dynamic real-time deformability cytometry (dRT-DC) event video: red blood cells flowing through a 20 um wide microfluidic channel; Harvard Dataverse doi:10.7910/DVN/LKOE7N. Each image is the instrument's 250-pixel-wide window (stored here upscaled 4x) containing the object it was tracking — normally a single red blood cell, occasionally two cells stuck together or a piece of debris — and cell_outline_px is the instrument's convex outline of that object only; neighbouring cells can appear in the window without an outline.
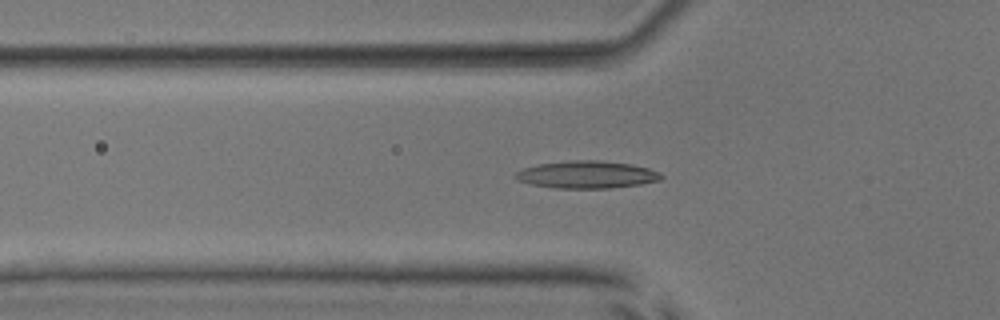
{"species": "common noctule bat (a hibernating species)", "species_latin": "Nyctalus noctula", "temperature_condition": "room temperature", "stored_images_in_passage": 51, "camera_frame_rate_fps": 3000, "um_per_image_px": 0.085, "animal": {"sex": "male", "body_mass_g": 17.9, "forearm_length_mm": 54.2}, "frame": {"image": 1, "passage_image": 17, "time_ms": 5.333, "image_size_px": [1000, 320], "cell_outline_px": [[664, 176], [660, 180], [640, 184], [612, 188], [556, 188], [532, 184], [520, 180], [512, 176], [520, 168], [540, 164], [568, 160], [600, 160], [632, 164], [648, 168], [660, 172]], "centroid_in_image_um": [49.89, 14.83], "position_along_channel_um": 75.9, "area_um2": 23.35}}
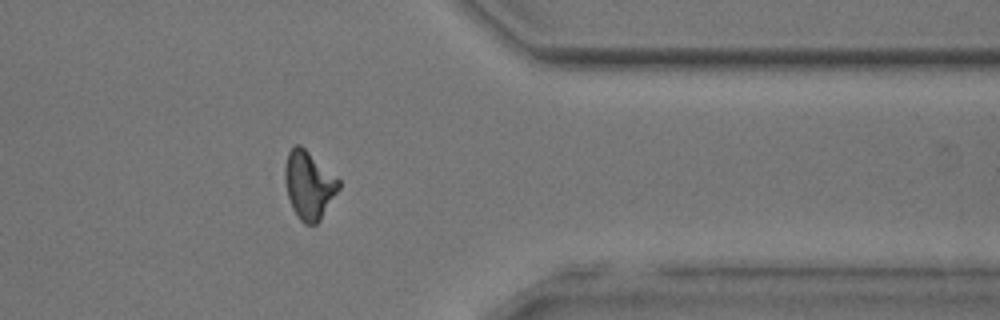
{"frame": {"image": 2, "passage_image": 41, "time_ms": 13.333, "image_size_px": [1000, 320], "cell_outline_px": [[340, 188], [320, 220], [316, 224], [304, 224], [300, 220], [292, 208], [288, 196], [284, 180], [284, 168], [288, 152], [296, 144], [300, 144], [340, 180]], "centroid_in_image_um": [26.25, 15.73], "position_along_channel_um": 385.2, "area_um2": 21.21}}
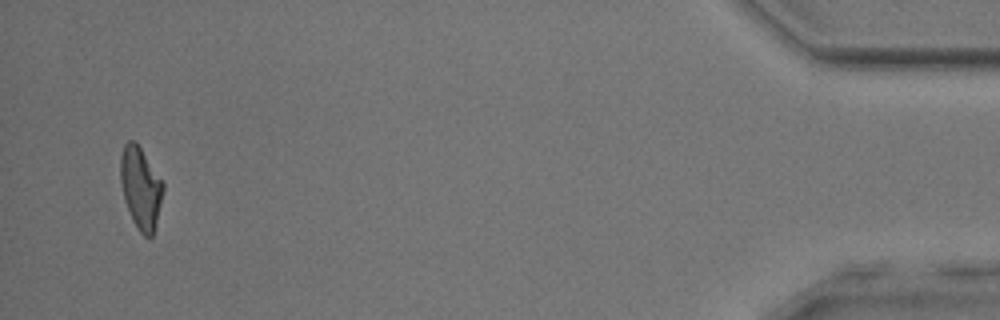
{"frame": {"image": 3, "passage_image": 49, "time_ms": 16.0, "image_size_px": [1000, 320], "cell_outline_px": [[164, 188], [152, 236], [144, 236], [140, 232], [132, 220], [124, 196], [120, 180], [120, 156], [124, 144], [128, 140], [136, 140], [164, 184]], "centroid_in_image_um": [11.94, 15.91], "position_along_channel_um": 423.3, "area_um2": 20.0}, "authors_computed_cell_mechanics": {"area_um2": 20.808, "velocity_mm_per_s": 4.0118, "shape_relaxation_time_tau1_ms": 9.5567, "shape_relaxation_time_tau2_ms": 2.3276, "deformation_change_tau1": 0.2517, "deformation_change_tau2": 0.1084}}